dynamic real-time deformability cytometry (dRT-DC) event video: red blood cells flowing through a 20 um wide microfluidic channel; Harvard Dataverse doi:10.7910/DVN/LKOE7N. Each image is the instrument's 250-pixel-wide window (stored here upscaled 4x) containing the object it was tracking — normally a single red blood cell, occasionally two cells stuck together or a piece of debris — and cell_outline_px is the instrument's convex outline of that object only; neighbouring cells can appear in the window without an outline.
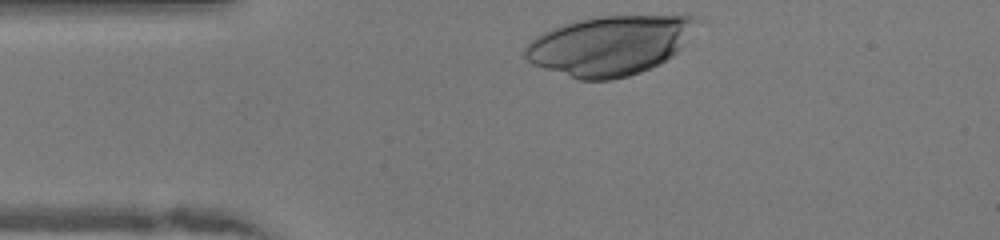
{"species": "human", "species_latin": "Homo sapiens", "temperature_condition": "warm", "stored_images_in_passage": 30, "camera_frame_rate_fps": 3000, "um_per_image_px": 0.085, "donor": {"sex": "female"}, "frame": {"image": 1, "passage_image": 1, "time_ms": 0.0, "image_size_px": [1000, 240], "cell_outline_px": [[700, 20], [680, 48], [672, 56], [640, 72], [628, 76], [612, 80], [576, 80], [532, 64], [524, 56], [524, 48], [536, 36], [552, 28], [564, 24], [580, 20], [600, 16], [696, 16]], "centroid_in_image_um": [51.79, 3.87], "position_along_channel_um": 33.2, "area_um2": 58.96}}
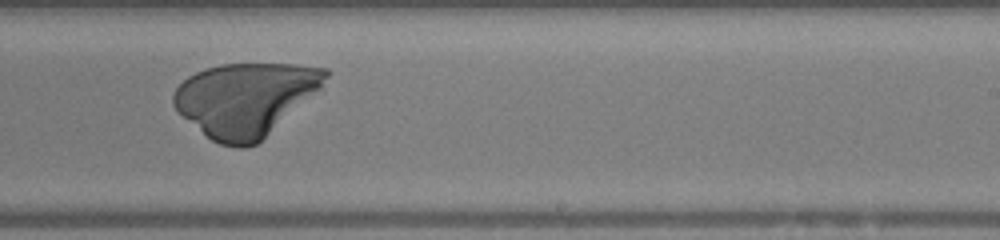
{"frame": {"image": 2, "passage_image": 21, "time_ms": 6.667, "image_size_px": [1000, 240], "cell_outline_px": [[328, 76], [320, 88], [256, 144], [244, 148], [240, 148], [220, 144], [212, 140], [184, 116], [172, 104], [172, 92], [188, 76], [204, 68], [220, 64], [296, 64], [328, 68]], "centroid_in_image_um": [20.84, 8.41], "position_along_channel_um": 268.2, "area_um2": 63.98}}